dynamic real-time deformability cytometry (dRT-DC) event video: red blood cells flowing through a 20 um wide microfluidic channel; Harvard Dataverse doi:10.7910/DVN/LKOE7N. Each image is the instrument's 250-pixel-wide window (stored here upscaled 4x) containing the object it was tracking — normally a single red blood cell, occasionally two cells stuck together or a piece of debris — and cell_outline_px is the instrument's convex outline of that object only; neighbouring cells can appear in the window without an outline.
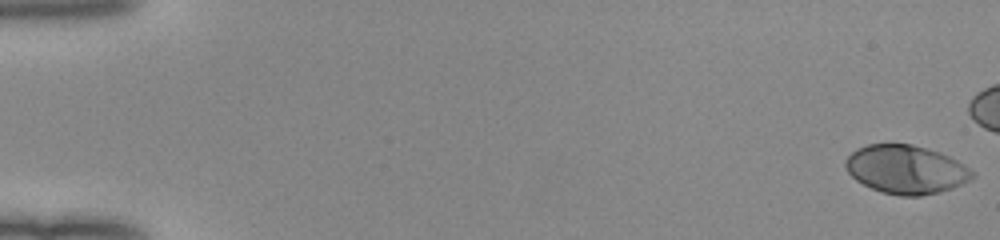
{"species": "human", "species_latin": "Homo sapiens", "temperature_condition": "room temperature", "stored_images_in_passage": 44, "camera_frame_rate_fps": 3000, "um_per_image_px": 0.085, "donor": {"sex": "female"}, "frame": {"image": 1, "passage_image": 1, "time_ms": 0.0, "image_size_px": [1000, 240], "cell_outline_px": [[976, 176], [952, 188], [920, 196], [900, 196], [880, 192], [856, 180], [848, 172], [844, 164], [844, 160], [856, 148], [868, 144], [912, 144], [940, 152], [964, 164], [976, 172]], "centroid_in_image_um": [77.0, 14.4], "position_along_channel_um": 8.0, "area_um2": 35.89}}
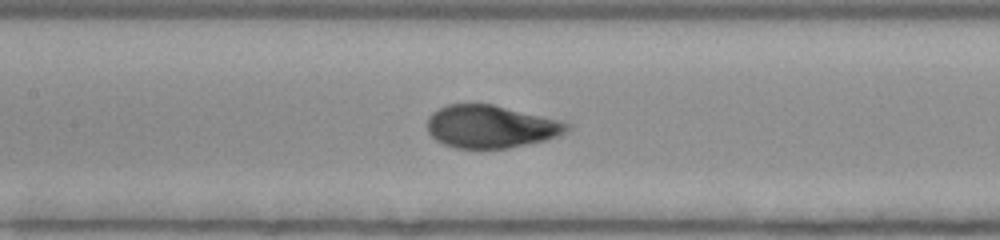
{"frame": {"image": 2, "passage_image": 26, "time_ms": 8.333, "image_size_px": [1000, 240], "cell_outline_px": [[572, 128], [568, 132], [544, 140], [508, 148], [456, 148], [444, 144], [436, 140], [428, 132], [428, 116], [432, 112], [448, 104], [492, 104], [572, 124]], "centroid_in_image_um": [41.7, 10.76], "position_along_channel_um": 165.7, "area_um2": 34.39}}
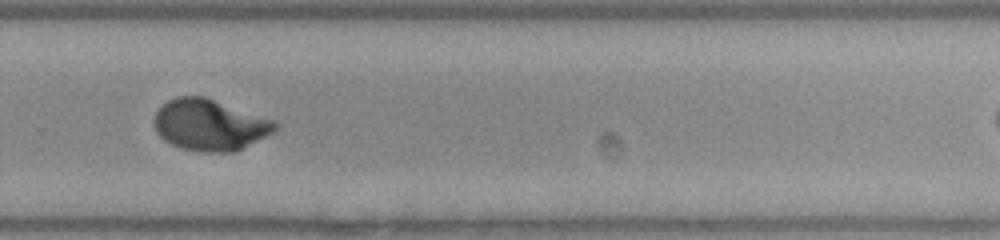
{"frame": {"image": 3, "passage_image": 37, "time_ms": 12.0, "image_size_px": [1000, 240], "cell_outline_px": [[280, 124], [272, 132], [236, 152], [208, 152], [184, 148], [172, 144], [164, 140], [156, 132], [152, 124], [152, 120], [156, 112], [168, 100], [180, 96], [204, 96], [276, 120]], "centroid_in_image_um": [17.83, 10.61], "position_along_channel_um": 312.0, "area_um2": 36.13}}